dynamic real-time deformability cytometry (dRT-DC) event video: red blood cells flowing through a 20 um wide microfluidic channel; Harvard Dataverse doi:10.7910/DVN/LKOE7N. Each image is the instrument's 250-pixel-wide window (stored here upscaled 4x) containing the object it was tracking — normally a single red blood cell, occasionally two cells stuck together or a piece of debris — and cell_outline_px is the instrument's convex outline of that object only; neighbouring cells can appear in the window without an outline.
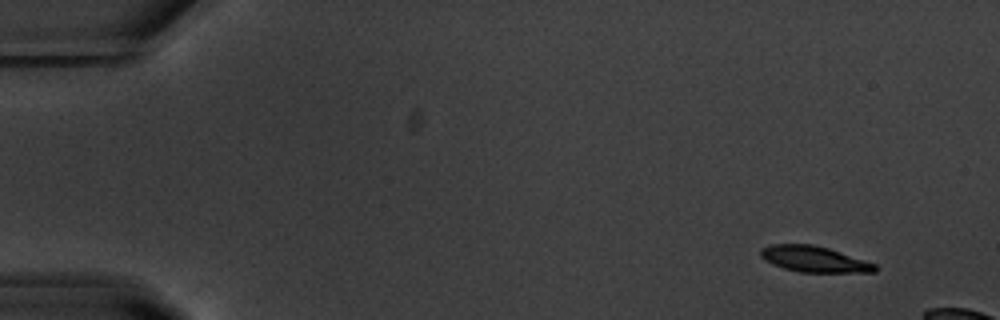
{"species": "common noctule bat (a hibernating species)", "species_latin": "Nyctalus noctula", "temperature_condition": "warm", "stored_images_in_passage": 9, "camera_frame_rate_fps": 3000, "um_per_image_px": 0.085, "animal": {"sex": "male", "body_mass_g": 20.1, "forearm_length_mm": 53.5}, "frame": {"image": 1, "passage_image": 1, "time_ms": 0.0, "image_size_px": [1000, 320], "cell_outline_px": [[880, 268], [876, 272], [800, 272], [784, 268], [772, 264], [764, 260], [760, 256], [760, 248], [772, 244], [812, 244], [828, 248], [876, 264]], "centroid_in_image_um": [69.19, 22.02], "position_along_channel_um": 15.8, "area_um2": 17.28}}